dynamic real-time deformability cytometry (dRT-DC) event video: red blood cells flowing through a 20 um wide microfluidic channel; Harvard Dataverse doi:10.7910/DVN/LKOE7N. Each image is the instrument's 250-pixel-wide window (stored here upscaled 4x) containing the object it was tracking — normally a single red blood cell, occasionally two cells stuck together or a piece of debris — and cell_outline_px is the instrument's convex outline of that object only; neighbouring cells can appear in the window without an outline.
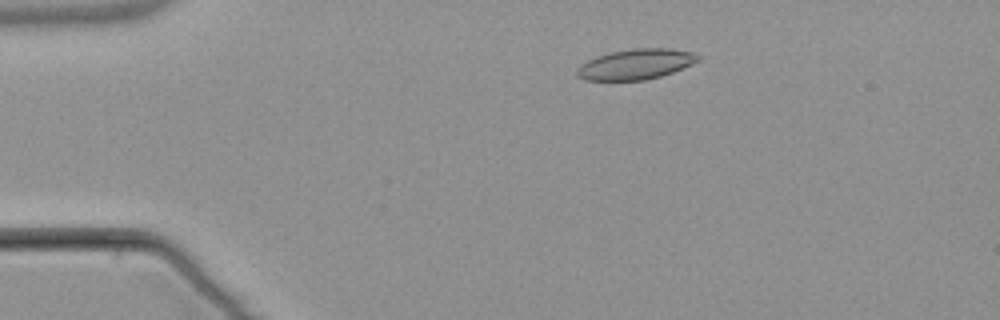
{"species": "common noctule bat (a hibernating species)", "species_latin": "Nyctalus noctula", "temperature_condition": "warm", "stored_images_in_passage": 6, "camera_frame_rate_fps": 3000, "um_per_image_px": 0.085, "animal": {"sex": "male", "body_mass_g": 21.5, "forearm_length_mm": 52.0}, "frame": {"image": 1, "passage_image": 3, "time_ms": 2.333, "image_size_px": [1000, 320], "cell_outline_px": [[700, 60], [672, 72], [660, 76], [644, 80], [584, 80], [576, 76], [576, 68], [580, 64], [596, 56], [612, 52], [632, 48], [668, 48], [692, 52], [700, 56]], "centroid_in_image_um": [54.0, 5.46], "position_along_channel_um": 31.0, "area_um2": 21.39}}
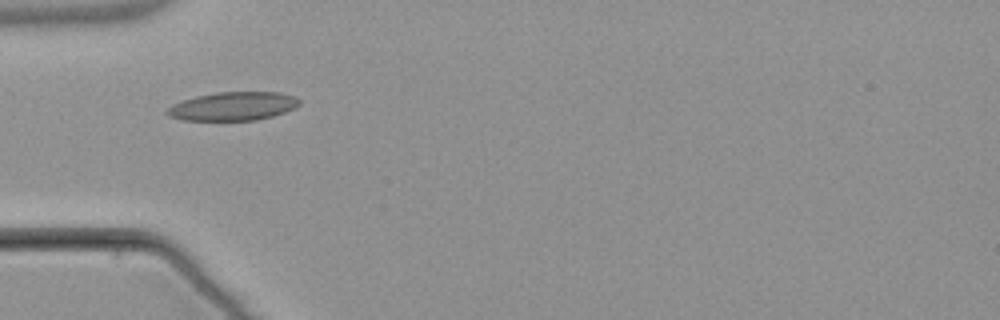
{"frame": {"image": 2, "passage_image": 4, "time_ms": 4.667, "image_size_px": [1000, 320], "cell_outline_px": [[300, 104], [296, 108], [272, 116], [256, 120], [184, 120], [168, 116], [164, 112], [172, 104], [196, 96], [216, 92], [280, 92], [296, 96], [300, 100]], "centroid_in_image_um": [19.83, 9.02], "position_along_channel_um": 65.2, "area_um2": 22.08}}
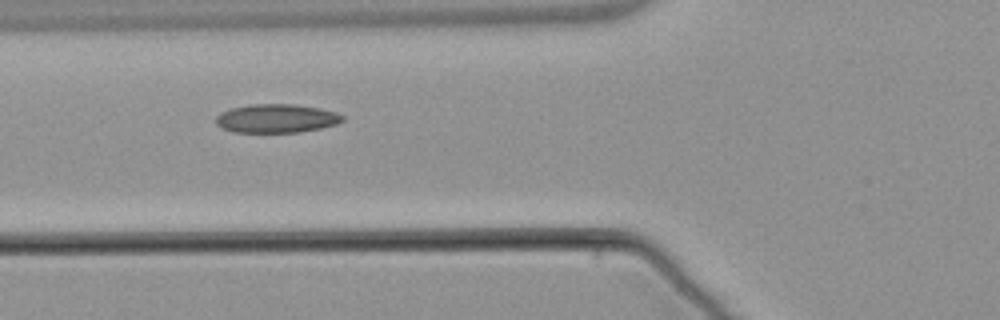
{"frame": {"image": 3, "passage_image": 5, "time_ms": 5.667, "image_size_px": [1000, 320], "cell_outline_px": [[344, 120], [336, 124], [320, 128], [300, 132], [232, 132], [216, 124], [216, 116], [220, 112], [232, 108], [248, 104], [296, 104], [320, 108], [336, 112], [344, 116]], "centroid_in_image_um": [23.5, 10.06], "position_along_channel_um": 102.3, "area_um2": 21.21}}